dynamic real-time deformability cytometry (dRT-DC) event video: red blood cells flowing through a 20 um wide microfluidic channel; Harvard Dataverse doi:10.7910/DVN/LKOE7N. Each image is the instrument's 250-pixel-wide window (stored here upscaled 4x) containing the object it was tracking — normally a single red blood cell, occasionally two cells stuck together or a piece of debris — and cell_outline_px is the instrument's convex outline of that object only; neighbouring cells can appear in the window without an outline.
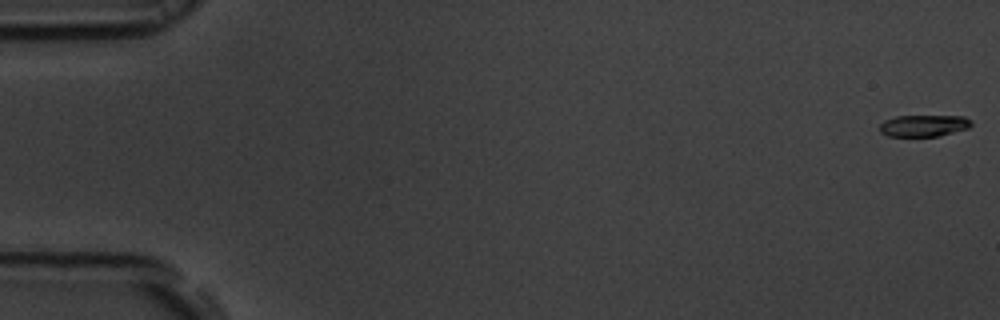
{"species": "common noctule bat (a hibernating species)", "species_latin": "Nyctalus noctula", "temperature_condition": "room temperature", "stored_images_in_passage": 56, "camera_frame_rate_fps": 3000, "um_per_image_px": 0.085, "animal": {"sex": "male", "body_mass_g": 19.5, "forearm_length_mm": 54.6}, "frame": {"image": 1, "passage_image": 1, "time_ms": 0.0, "image_size_px": [1000, 320], "cell_outline_px": [[972, 124], [968, 128], [940, 136], [888, 136], [880, 132], [880, 124], [884, 120], [896, 116], [964, 116], [972, 120]], "centroid_in_image_um": [78.53, 10.68], "position_along_channel_um": 6.5, "area_um2": 11.62}}
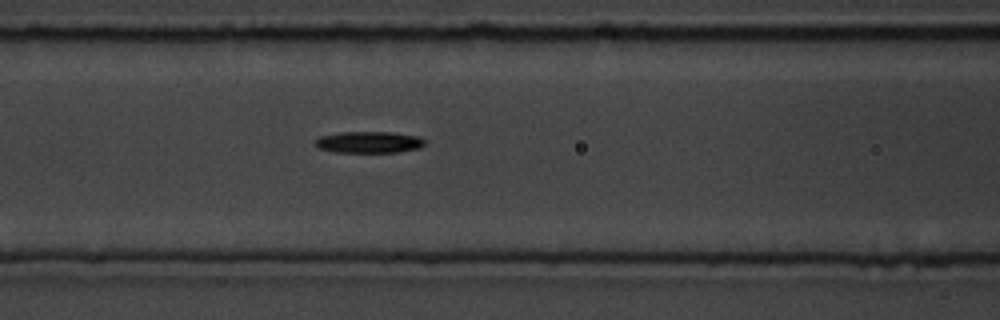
{"frame": {"image": 2, "passage_image": 24, "time_ms": 7.667, "image_size_px": [1000, 320], "cell_outline_px": [[424, 144], [420, 148], [400, 152], [336, 152], [316, 148], [312, 144], [320, 136], [340, 132], [392, 132], [420, 136], [424, 140]], "centroid_in_image_um": [31.34, 12.08], "position_along_channel_um": 135.3, "area_um2": 13.93}}
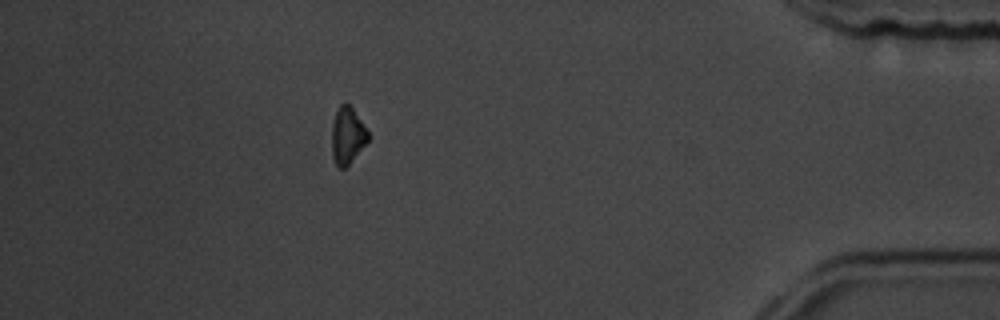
{"frame": {"image": 3, "passage_image": 50, "time_ms": 16.333, "image_size_px": [1000, 320], "cell_outline_px": [[368, 140], [348, 164], [344, 168], [336, 168], [332, 156], [332, 124], [336, 112], [340, 104], [344, 100], [352, 108], [368, 132]], "centroid_in_image_um": [29.49, 11.52], "position_along_channel_um": 405.7, "area_um2": 11.79}, "authors_computed_cell_mechanics": {"area_um2": 12.8605, "velocity_mm_per_s": 3.6726, "shape_relaxation_time_tau1_ms": 3.6935, "shape_relaxation_time_tau2_ms": null, "deformation_change_tau1": 0.1432, "deformation_change_tau2": null}}